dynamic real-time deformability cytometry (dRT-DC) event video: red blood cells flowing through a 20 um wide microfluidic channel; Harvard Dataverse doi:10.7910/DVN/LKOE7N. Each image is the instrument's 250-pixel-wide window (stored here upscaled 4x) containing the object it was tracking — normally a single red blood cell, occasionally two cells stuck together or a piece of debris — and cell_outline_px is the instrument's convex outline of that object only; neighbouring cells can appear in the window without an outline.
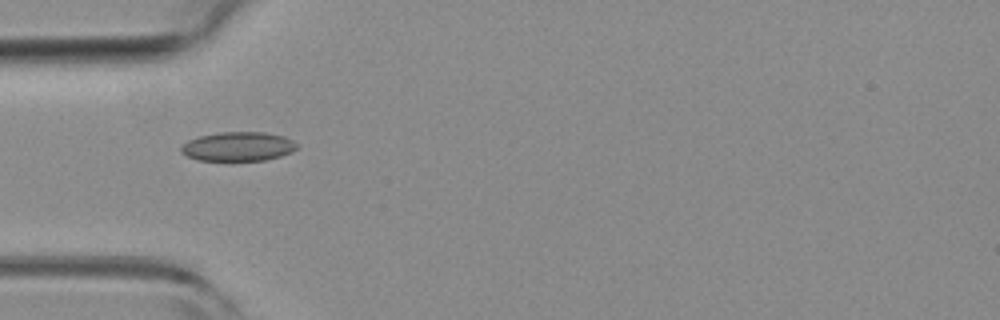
{"species": "common noctule bat (a hibernating species)", "species_latin": "Nyctalus noctula", "temperature_condition": "room temperature", "stored_images_in_passage": 9, "camera_frame_rate_fps": 3000, "um_per_image_px": 0.085, "animal": {"sex": "female", "body_mass_g": 19.3, "forearm_length_mm": 54.1}, "frame": {"image": 1, "passage_image": 5, "time_ms": 1.333, "image_size_px": [1000, 320], "cell_outline_px": [[300, 144], [292, 152], [280, 156], [264, 160], [196, 160], [180, 152], [180, 148], [188, 140], [200, 136], [220, 132], [264, 132], [284, 136]], "centroid_in_image_um": [20.26, 12.44], "position_along_channel_um": 64.7, "area_um2": 19.65}}
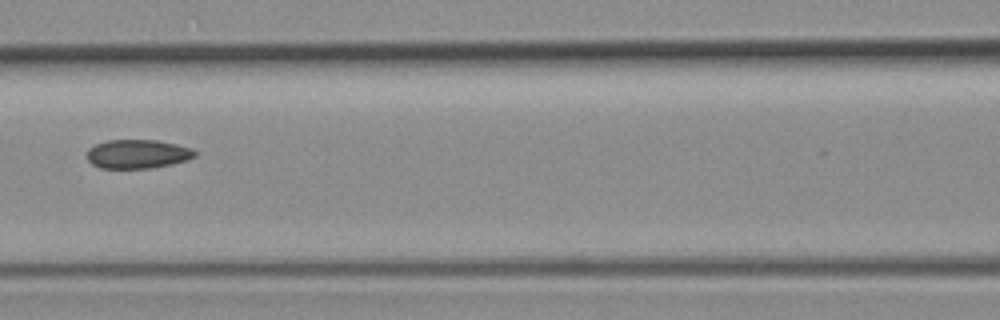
{"frame": {"image": 2, "passage_image": 7, "time_ms": 2.0, "image_size_px": [1000, 320], "cell_outline_px": [[196, 156], [188, 160], [172, 164], [152, 168], [100, 168], [92, 164], [84, 156], [88, 148], [96, 144], [108, 140], [156, 140], [176, 144], [192, 148], [196, 152]], "centroid_in_image_um": [11.67, 13.09], "position_along_channel_um": 154.9, "area_um2": 18.38}}
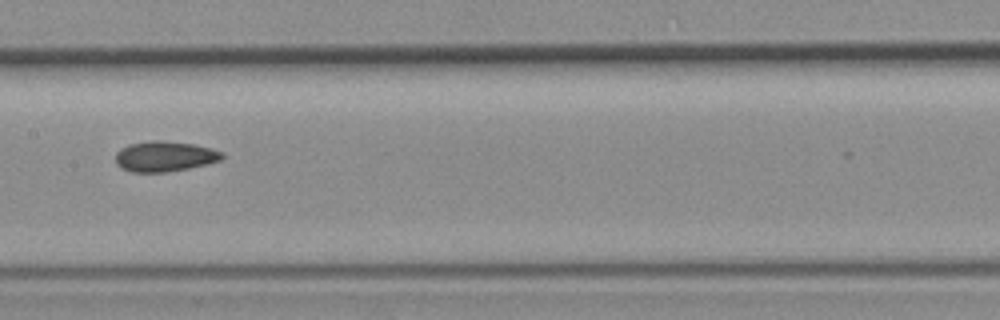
{"frame": {"image": 3, "passage_image": 8, "time_ms": 2.333, "image_size_px": [1000, 320], "cell_outline_px": [[224, 156], [220, 160], [208, 164], [188, 168], [164, 172], [132, 172], [120, 168], [116, 164], [116, 152], [120, 148], [128, 144], [152, 140], [160, 140], [192, 144], [212, 148], [224, 152]], "centroid_in_image_um": [13.98, 13.29], "position_along_channel_um": 193.4, "area_um2": 18.96}}